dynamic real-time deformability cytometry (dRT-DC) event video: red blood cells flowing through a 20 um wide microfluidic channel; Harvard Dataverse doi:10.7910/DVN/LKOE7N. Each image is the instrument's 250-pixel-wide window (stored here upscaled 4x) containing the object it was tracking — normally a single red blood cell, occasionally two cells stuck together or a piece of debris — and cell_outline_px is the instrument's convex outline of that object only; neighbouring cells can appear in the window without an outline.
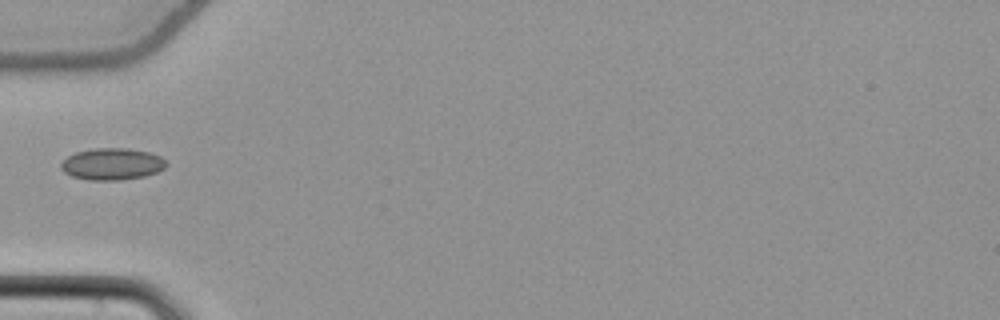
{"species": "common noctule bat (a hibernating species)", "species_latin": "Nyctalus noctula", "temperature_condition": "cold", "stored_images_in_passage": 36, "camera_frame_rate_fps": 3000, "um_per_image_px": 0.085, "animal": {"sex": "female", "body_mass_g": 22.7, "forearm_length_mm": 54.2}, "frame": {"image": 1, "passage_image": 1, "time_ms": 0.0, "image_size_px": [1000, 320], "cell_outline_px": [[168, 164], [164, 168], [156, 172], [144, 176], [120, 180], [88, 180], [72, 176], [64, 172], [60, 168], [60, 164], [68, 156], [76, 152], [92, 148], [128, 148], [148, 152], [160, 156]], "centroid_in_image_um": [9.51, 13.94], "position_along_channel_um": 75.5, "area_um2": 19.48}}
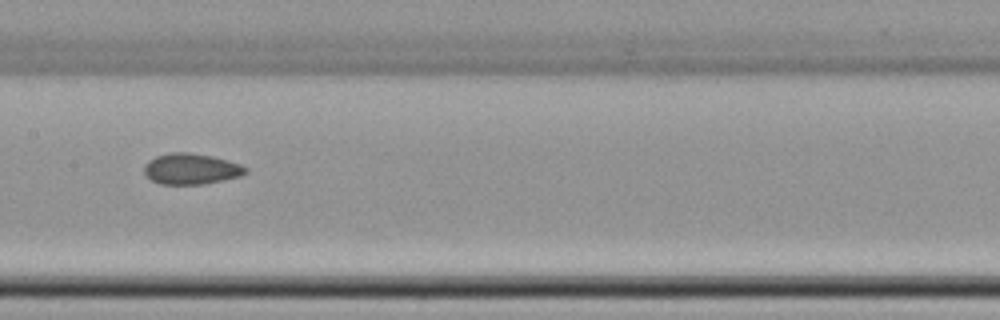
{"frame": {"image": 2, "passage_image": 10, "time_ms": 3.0, "image_size_px": [1000, 320], "cell_outline_px": [[248, 172], [240, 176], [204, 184], [160, 184], [144, 176], [144, 164], [148, 160], [156, 156], [172, 152], [188, 152], [212, 156], [228, 160], [240, 164], [248, 168]], "centroid_in_image_um": [16.23, 14.35], "position_along_channel_um": 191.2, "area_um2": 18.38}}
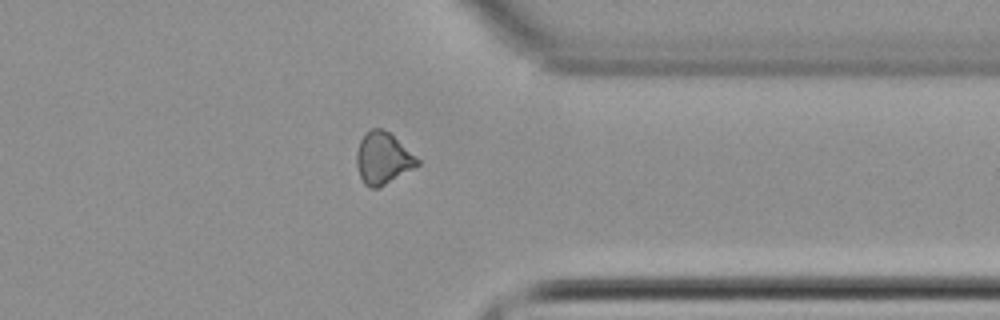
{"frame": {"image": 3, "passage_image": 25, "time_ms": 8.0, "image_size_px": [1000, 320], "cell_outline_px": [[420, 164], [380, 188], [372, 188], [364, 184], [360, 176], [356, 164], [356, 152], [360, 140], [364, 132], [372, 128], [380, 128], [388, 132], [420, 160]], "centroid_in_image_um": [32.52, 13.46], "position_along_channel_um": 378.9, "area_um2": 18.26}}